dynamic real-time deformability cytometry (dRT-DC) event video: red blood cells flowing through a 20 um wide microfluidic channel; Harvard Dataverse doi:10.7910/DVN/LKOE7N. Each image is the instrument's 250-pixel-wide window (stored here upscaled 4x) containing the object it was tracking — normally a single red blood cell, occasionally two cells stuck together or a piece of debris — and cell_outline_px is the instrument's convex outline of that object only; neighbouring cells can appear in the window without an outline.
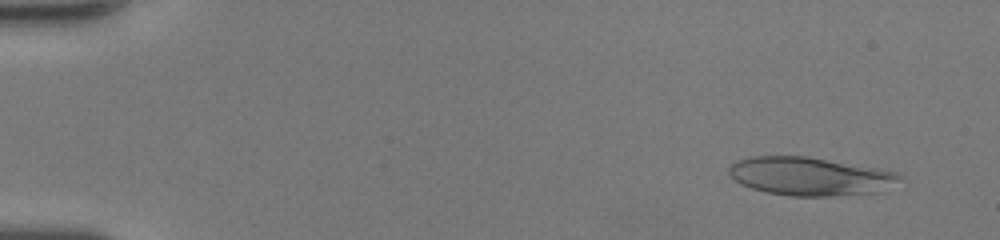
{"species": "human", "species_latin": "Homo sapiens", "temperature_condition": "room temperature", "stored_images_in_passage": 48, "camera_frame_rate_fps": 3000, "um_per_image_px": 0.085, "donor": {"sex": "female"}, "frame": {"image": 1, "passage_image": 4, "time_ms": 1.0, "image_size_px": [1000, 240], "cell_outline_px": [[908, 180], [880, 192], [832, 196], [792, 196], [768, 192], [752, 188], [740, 184], [728, 172], [728, 168], [736, 160], [748, 156], [808, 156], [880, 168], [896, 172], [904, 176]], "centroid_in_image_um": [68.96, 14.98], "position_along_channel_um": 16.0, "area_um2": 38.78}}
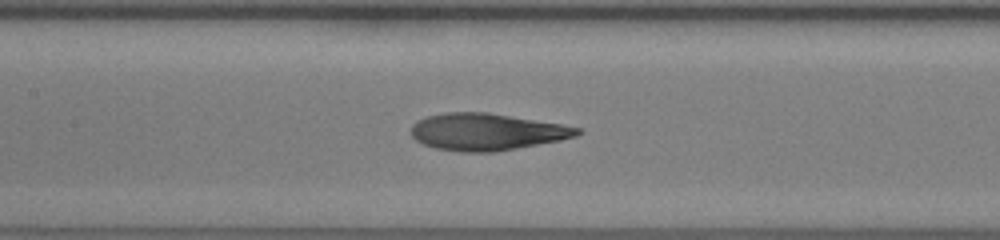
{"frame": {"image": 2, "passage_image": 24, "time_ms": 7.667, "image_size_px": [1000, 240], "cell_outline_px": [[584, 132], [576, 136], [560, 140], [496, 152], [460, 152], [436, 148], [424, 144], [416, 140], [412, 136], [412, 124], [416, 120], [428, 116], [448, 112], [488, 112], [564, 124], [580, 128]], "centroid_in_image_um": [41.4, 11.2], "position_along_channel_um": 166.0, "area_um2": 35.89}}
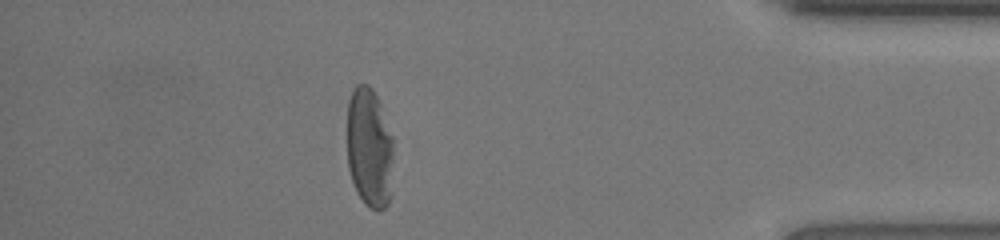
{"frame": {"image": 3, "passage_image": 43, "time_ms": 14.0, "image_size_px": [1000, 240], "cell_outline_px": [[392, 196], [388, 204], [384, 208], [368, 208], [364, 204], [356, 192], [348, 168], [348, 100], [352, 88], [356, 84], [368, 84], [372, 88], [380, 104], [392, 136]], "centroid_in_image_um": [31.4, 12.58], "position_along_channel_um": 403.8, "area_um2": 32.66}, "authors_computed_cell_mechanics": {"area_um2": 36.0672, "velocity_mm_per_s": 4.3376, "shape_relaxation_time_tau1_ms": 5.024, "shape_relaxation_time_tau2_ms": 1.9498, "deformation_change_tau1": 0.2182, "deformation_change_tau2": 0.1161}}